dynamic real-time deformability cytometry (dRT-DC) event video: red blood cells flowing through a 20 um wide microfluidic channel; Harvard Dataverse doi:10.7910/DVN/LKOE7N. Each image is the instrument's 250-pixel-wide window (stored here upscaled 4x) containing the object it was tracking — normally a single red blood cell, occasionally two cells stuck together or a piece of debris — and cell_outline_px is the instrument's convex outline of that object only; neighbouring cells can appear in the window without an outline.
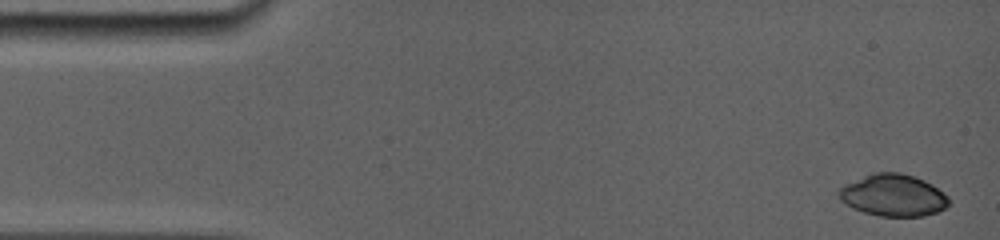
{"species": "common noctule bat (a hibernating species)", "species_latin": "Nyctalus noctula", "temperature_condition": "room temperature", "stored_images_in_passage": 6, "camera_frame_rate_fps": 5000, "um_per_image_px": 0.085, "animal": {"sex": "female", "body_mass_g": 19.0, "forearm_length_mm": 56.7}, "frame": {"image": 1, "passage_image": 1, "time_ms": 0.0, "image_size_px": [1000, 240], "cell_outline_px": [[948, 204], [944, 208], [936, 212], [924, 216], [880, 216], [864, 212], [852, 208], [840, 200], [836, 188], [844, 184], [864, 176], [876, 172], [900, 172], [916, 176], [932, 184], [944, 192], [948, 196]], "centroid_in_image_um": [75.9, 16.59], "position_along_channel_um": 9.1, "area_um2": 27.05}}
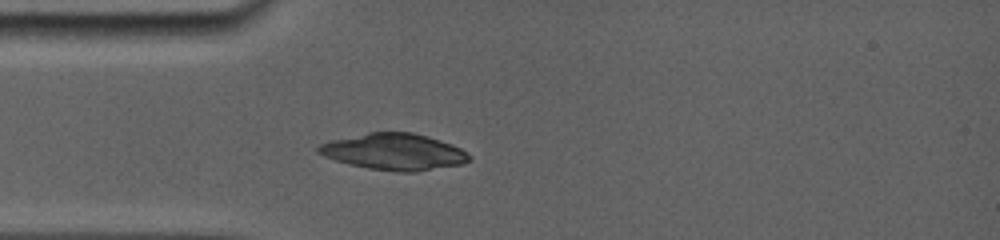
{"frame": {"image": 2, "passage_image": 6, "time_ms": 4.0, "image_size_px": [1000, 240], "cell_outline_px": [[472, 160], [464, 164], [416, 172], [396, 172], [368, 168], [348, 164], [324, 156], [316, 152], [316, 148], [320, 144], [332, 140], [368, 132], [412, 132], [428, 136], [452, 144], [468, 152], [472, 156]], "centroid_in_image_um": [33.54, 12.91], "position_along_channel_um": 51.5, "area_um2": 32.31}}